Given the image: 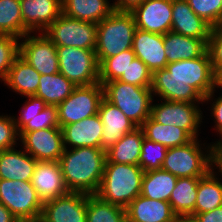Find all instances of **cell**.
<instances>
[{"mask_svg": "<svg viewBox=\"0 0 222 222\" xmlns=\"http://www.w3.org/2000/svg\"><path fill=\"white\" fill-rule=\"evenodd\" d=\"M103 98L104 91L100 82L76 86L73 92L57 105L60 128L96 115Z\"/></svg>", "mask_w": 222, "mask_h": 222, "instance_id": "cell-10", "label": "cell"}, {"mask_svg": "<svg viewBox=\"0 0 222 222\" xmlns=\"http://www.w3.org/2000/svg\"><path fill=\"white\" fill-rule=\"evenodd\" d=\"M44 33L56 46L96 49L97 24L93 22L71 18L62 13Z\"/></svg>", "mask_w": 222, "mask_h": 222, "instance_id": "cell-9", "label": "cell"}, {"mask_svg": "<svg viewBox=\"0 0 222 222\" xmlns=\"http://www.w3.org/2000/svg\"><path fill=\"white\" fill-rule=\"evenodd\" d=\"M194 13L212 28L222 25V0H186Z\"/></svg>", "mask_w": 222, "mask_h": 222, "instance_id": "cell-38", "label": "cell"}, {"mask_svg": "<svg viewBox=\"0 0 222 222\" xmlns=\"http://www.w3.org/2000/svg\"><path fill=\"white\" fill-rule=\"evenodd\" d=\"M126 214L139 222H177L178 219L169 202L152 200L142 195L126 207Z\"/></svg>", "mask_w": 222, "mask_h": 222, "instance_id": "cell-24", "label": "cell"}, {"mask_svg": "<svg viewBox=\"0 0 222 222\" xmlns=\"http://www.w3.org/2000/svg\"><path fill=\"white\" fill-rule=\"evenodd\" d=\"M20 6L23 36L44 32L62 14V0H20Z\"/></svg>", "mask_w": 222, "mask_h": 222, "instance_id": "cell-17", "label": "cell"}, {"mask_svg": "<svg viewBox=\"0 0 222 222\" xmlns=\"http://www.w3.org/2000/svg\"><path fill=\"white\" fill-rule=\"evenodd\" d=\"M167 62L173 63L200 57L208 48L202 40L169 31L163 35Z\"/></svg>", "mask_w": 222, "mask_h": 222, "instance_id": "cell-25", "label": "cell"}, {"mask_svg": "<svg viewBox=\"0 0 222 222\" xmlns=\"http://www.w3.org/2000/svg\"><path fill=\"white\" fill-rule=\"evenodd\" d=\"M0 222H19V220L8 210L2 203H0Z\"/></svg>", "mask_w": 222, "mask_h": 222, "instance_id": "cell-46", "label": "cell"}, {"mask_svg": "<svg viewBox=\"0 0 222 222\" xmlns=\"http://www.w3.org/2000/svg\"><path fill=\"white\" fill-rule=\"evenodd\" d=\"M38 35V36H37ZM36 36L27 33L20 42V56L24 58L41 75L59 72L56 45L39 32Z\"/></svg>", "mask_w": 222, "mask_h": 222, "instance_id": "cell-12", "label": "cell"}, {"mask_svg": "<svg viewBox=\"0 0 222 222\" xmlns=\"http://www.w3.org/2000/svg\"><path fill=\"white\" fill-rule=\"evenodd\" d=\"M21 39L11 35H0V79L5 81L10 67L20 56Z\"/></svg>", "mask_w": 222, "mask_h": 222, "instance_id": "cell-39", "label": "cell"}, {"mask_svg": "<svg viewBox=\"0 0 222 222\" xmlns=\"http://www.w3.org/2000/svg\"><path fill=\"white\" fill-rule=\"evenodd\" d=\"M211 106V117L213 116L214 118V127L217 131V133L219 132L220 137H222V95L215 98V100L213 101Z\"/></svg>", "mask_w": 222, "mask_h": 222, "instance_id": "cell-43", "label": "cell"}, {"mask_svg": "<svg viewBox=\"0 0 222 222\" xmlns=\"http://www.w3.org/2000/svg\"><path fill=\"white\" fill-rule=\"evenodd\" d=\"M126 208L87 194V222H122Z\"/></svg>", "mask_w": 222, "mask_h": 222, "instance_id": "cell-34", "label": "cell"}, {"mask_svg": "<svg viewBox=\"0 0 222 222\" xmlns=\"http://www.w3.org/2000/svg\"><path fill=\"white\" fill-rule=\"evenodd\" d=\"M135 57V53L131 48L120 52L116 56L106 58L99 65V82L103 84L118 80Z\"/></svg>", "mask_w": 222, "mask_h": 222, "instance_id": "cell-36", "label": "cell"}, {"mask_svg": "<svg viewBox=\"0 0 222 222\" xmlns=\"http://www.w3.org/2000/svg\"><path fill=\"white\" fill-rule=\"evenodd\" d=\"M144 137L164 145L167 149L187 144L192 138L180 127L156 122L151 116L140 126Z\"/></svg>", "mask_w": 222, "mask_h": 222, "instance_id": "cell-30", "label": "cell"}, {"mask_svg": "<svg viewBox=\"0 0 222 222\" xmlns=\"http://www.w3.org/2000/svg\"><path fill=\"white\" fill-rule=\"evenodd\" d=\"M151 105V117L161 124L175 125L183 129L192 139L198 138L202 122V111L198 104L181 101L160 100ZM164 101V102H163ZM197 104V105H196Z\"/></svg>", "mask_w": 222, "mask_h": 222, "instance_id": "cell-11", "label": "cell"}, {"mask_svg": "<svg viewBox=\"0 0 222 222\" xmlns=\"http://www.w3.org/2000/svg\"><path fill=\"white\" fill-rule=\"evenodd\" d=\"M19 134L14 118L0 115V151L16 147Z\"/></svg>", "mask_w": 222, "mask_h": 222, "instance_id": "cell-42", "label": "cell"}, {"mask_svg": "<svg viewBox=\"0 0 222 222\" xmlns=\"http://www.w3.org/2000/svg\"><path fill=\"white\" fill-rule=\"evenodd\" d=\"M76 85L60 72L40 75L39 87L35 97L42 99L47 105H58L74 90Z\"/></svg>", "mask_w": 222, "mask_h": 222, "instance_id": "cell-33", "label": "cell"}, {"mask_svg": "<svg viewBox=\"0 0 222 222\" xmlns=\"http://www.w3.org/2000/svg\"><path fill=\"white\" fill-rule=\"evenodd\" d=\"M144 170L139 165L105 163L96 195L102 200L126 208L141 193Z\"/></svg>", "mask_w": 222, "mask_h": 222, "instance_id": "cell-3", "label": "cell"}, {"mask_svg": "<svg viewBox=\"0 0 222 222\" xmlns=\"http://www.w3.org/2000/svg\"><path fill=\"white\" fill-rule=\"evenodd\" d=\"M20 141L23 145L21 148L37 161H59L65 149L60 127L27 132Z\"/></svg>", "mask_w": 222, "mask_h": 222, "instance_id": "cell-13", "label": "cell"}, {"mask_svg": "<svg viewBox=\"0 0 222 222\" xmlns=\"http://www.w3.org/2000/svg\"><path fill=\"white\" fill-rule=\"evenodd\" d=\"M152 75L153 73L148 69L147 65L135 57L118 80L135 86L151 87Z\"/></svg>", "mask_w": 222, "mask_h": 222, "instance_id": "cell-40", "label": "cell"}, {"mask_svg": "<svg viewBox=\"0 0 222 222\" xmlns=\"http://www.w3.org/2000/svg\"><path fill=\"white\" fill-rule=\"evenodd\" d=\"M208 49L198 58L169 63L152 75L151 91L161 100L189 103L213 101L220 88Z\"/></svg>", "mask_w": 222, "mask_h": 222, "instance_id": "cell-1", "label": "cell"}, {"mask_svg": "<svg viewBox=\"0 0 222 222\" xmlns=\"http://www.w3.org/2000/svg\"><path fill=\"white\" fill-rule=\"evenodd\" d=\"M215 169H218V173L220 172V176H222V166L216 165V168H212L199 179L193 216L222 206V180L216 177L218 174L214 171Z\"/></svg>", "mask_w": 222, "mask_h": 222, "instance_id": "cell-26", "label": "cell"}, {"mask_svg": "<svg viewBox=\"0 0 222 222\" xmlns=\"http://www.w3.org/2000/svg\"><path fill=\"white\" fill-rule=\"evenodd\" d=\"M177 179L176 176L163 169L144 172L140 195L152 200L169 202Z\"/></svg>", "mask_w": 222, "mask_h": 222, "instance_id": "cell-32", "label": "cell"}, {"mask_svg": "<svg viewBox=\"0 0 222 222\" xmlns=\"http://www.w3.org/2000/svg\"><path fill=\"white\" fill-rule=\"evenodd\" d=\"M102 131L103 124L98 113L81 121L64 125L62 127L64 147L101 148Z\"/></svg>", "mask_w": 222, "mask_h": 222, "instance_id": "cell-21", "label": "cell"}, {"mask_svg": "<svg viewBox=\"0 0 222 222\" xmlns=\"http://www.w3.org/2000/svg\"><path fill=\"white\" fill-rule=\"evenodd\" d=\"M59 72L76 86L99 82V63L95 50L56 46Z\"/></svg>", "mask_w": 222, "mask_h": 222, "instance_id": "cell-7", "label": "cell"}, {"mask_svg": "<svg viewBox=\"0 0 222 222\" xmlns=\"http://www.w3.org/2000/svg\"><path fill=\"white\" fill-rule=\"evenodd\" d=\"M200 178H178L169 198L174 214L180 217H193L197 199V187Z\"/></svg>", "mask_w": 222, "mask_h": 222, "instance_id": "cell-31", "label": "cell"}, {"mask_svg": "<svg viewBox=\"0 0 222 222\" xmlns=\"http://www.w3.org/2000/svg\"><path fill=\"white\" fill-rule=\"evenodd\" d=\"M122 222H139V221H136L132 219L131 217H129L127 214H125Z\"/></svg>", "mask_w": 222, "mask_h": 222, "instance_id": "cell-50", "label": "cell"}, {"mask_svg": "<svg viewBox=\"0 0 222 222\" xmlns=\"http://www.w3.org/2000/svg\"><path fill=\"white\" fill-rule=\"evenodd\" d=\"M177 222H196V220L193 217H180Z\"/></svg>", "mask_w": 222, "mask_h": 222, "instance_id": "cell-48", "label": "cell"}, {"mask_svg": "<svg viewBox=\"0 0 222 222\" xmlns=\"http://www.w3.org/2000/svg\"><path fill=\"white\" fill-rule=\"evenodd\" d=\"M98 114L103 124L101 134V149L107 151L114 146L125 134L138 127L114 104L102 99Z\"/></svg>", "mask_w": 222, "mask_h": 222, "instance_id": "cell-18", "label": "cell"}, {"mask_svg": "<svg viewBox=\"0 0 222 222\" xmlns=\"http://www.w3.org/2000/svg\"><path fill=\"white\" fill-rule=\"evenodd\" d=\"M58 162L69 192L96 194L103 177L106 151L93 147L65 148Z\"/></svg>", "mask_w": 222, "mask_h": 222, "instance_id": "cell-2", "label": "cell"}, {"mask_svg": "<svg viewBox=\"0 0 222 222\" xmlns=\"http://www.w3.org/2000/svg\"><path fill=\"white\" fill-rule=\"evenodd\" d=\"M211 30L212 27L194 13L186 0H172L171 31L202 39L208 45Z\"/></svg>", "mask_w": 222, "mask_h": 222, "instance_id": "cell-20", "label": "cell"}, {"mask_svg": "<svg viewBox=\"0 0 222 222\" xmlns=\"http://www.w3.org/2000/svg\"><path fill=\"white\" fill-rule=\"evenodd\" d=\"M144 0H116L113 2L115 10L131 11L135 6L141 4Z\"/></svg>", "mask_w": 222, "mask_h": 222, "instance_id": "cell-45", "label": "cell"}, {"mask_svg": "<svg viewBox=\"0 0 222 222\" xmlns=\"http://www.w3.org/2000/svg\"><path fill=\"white\" fill-rule=\"evenodd\" d=\"M0 35L23 37L20 0H0Z\"/></svg>", "mask_w": 222, "mask_h": 222, "instance_id": "cell-35", "label": "cell"}, {"mask_svg": "<svg viewBox=\"0 0 222 222\" xmlns=\"http://www.w3.org/2000/svg\"><path fill=\"white\" fill-rule=\"evenodd\" d=\"M20 116L14 117L19 139L27 132L60 127L57 105H47L42 99L27 96Z\"/></svg>", "mask_w": 222, "mask_h": 222, "instance_id": "cell-14", "label": "cell"}, {"mask_svg": "<svg viewBox=\"0 0 222 222\" xmlns=\"http://www.w3.org/2000/svg\"><path fill=\"white\" fill-rule=\"evenodd\" d=\"M104 98L119 108L138 127L151 115L154 102L151 87H140L119 80L102 84Z\"/></svg>", "mask_w": 222, "mask_h": 222, "instance_id": "cell-6", "label": "cell"}, {"mask_svg": "<svg viewBox=\"0 0 222 222\" xmlns=\"http://www.w3.org/2000/svg\"><path fill=\"white\" fill-rule=\"evenodd\" d=\"M137 29L166 34L172 27V0H144L131 11Z\"/></svg>", "mask_w": 222, "mask_h": 222, "instance_id": "cell-15", "label": "cell"}, {"mask_svg": "<svg viewBox=\"0 0 222 222\" xmlns=\"http://www.w3.org/2000/svg\"><path fill=\"white\" fill-rule=\"evenodd\" d=\"M193 218L196 222H222V206L212 211L195 214Z\"/></svg>", "mask_w": 222, "mask_h": 222, "instance_id": "cell-44", "label": "cell"}, {"mask_svg": "<svg viewBox=\"0 0 222 222\" xmlns=\"http://www.w3.org/2000/svg\"><path fill=\"white\" fill-rule=\"evenodd\" d=\"M215 162L216 165L222 166V138L215 141Z\"/></svg>", "mask_w": 222, "mask_h": 222, "instance_id": "cell-47", "label": "cell"}, {"mask_svg": "<svg viewBox=\"0 0 222 222\" xmlns=\"http://www.w3.org/2000/svg\"><path fill=\"white\" fill-rule=\"evenodd\" d=\"M207 49L211 55L214 72L222 82V25L212 28Z\"/></svg>", "mask_w": 222, "mask_h": 222, "instance_id": "cell-41", "label": "cell"}, {"mask_svg": "<svg viewBox=\"0 0 222 222\" xmlns=\"http://www.w3.org/2000/svg\"><path fill=\"white\" fill-rule=\"evenodd\" d=\"M198 138L185 145L168 148L161 169L170 172L177 178L205 176L215 162V144H208L205 151ZM206 152V153H205Z\"/></svg>", "mask_w": 222, "mask_h": 222, "instance_id": "cell-4", "label": "cell"}, {"mask_svg": "<svg viewBox=\"0 0 222 222\" xmlns=\"http://www.w3.org/2000/svg\"><path fill=\"white\" fill-rule=\"evenodd\" d=\"M37 160L25 150L15 148L0 151V179L31 181Z\"/></svg>", "mask_w": 222, "mask_h": 222, "instance_id": "cell-23", "label": "cell"}, {"mask_svg": "<svg viewBox=\"0 0 222 222\" xmlns=\"http://www.w3.org/2000/svg\"><path fill=\"white\" fill-rule=\"evenodd\" d=\"M23 222H47L45 221L41 216L40 217H37V218H32V219H29V220H25Z\"/></svg>", "mask_w": 222, "mask_h": 222, "instance_id": "cell-49", "label": "cell"}, {"mask_svg": "<svg viewBox=\"0 0 222 222\" xmlns=\"http://www.w3.org/2000/svg\"><path fill=\"white\" fill-rule=\"evenodd\" d=\"M132 50L152 73L165 68L168 64L162 34L136 29Z\"/></svg>", "mask_w": 222, "mask_h": 222, "instance_id": "cell-22", "label": "cell"}, {"mask_svg": "<svg viewBox=\"0 0 222 222\" xmlns=\"http://www.w3.org/2000/svg\"><path fill=\"white\" fill-rule=\"evenodd\" d=\"M31 184L43 203L69 193L58 161H38Z\"/></svg>", "mask_w": 222, "mask_h": 222, "instance_id": "cell-19", "label": "cell"}, {"mask_svg": "<svg viewBox=\"0 0 222 222\" xmlns=\"http://www.w3.org/2000/svg\"><path fill=\"white\" fill-rule=\"evenodd\" d=\"M41 217L47 222H87V194L69 192L46 201Z\"/></svg>", "mask_w": 222, "mask_h": 222, "instance_id": "cell-16", "label": "cell"}, {"mask_svg": "<svg viewBox=\"0 0 222 222\" xmlns=\"http://www.w3.org/2000/svg\"><path fill=\"white\" fill-rule=\"evenodd\" d=\"M167 148L157 142L144 138L139 157V166L144 172L161 169Z\"/></svg>", "mask_w": 222, "mask_h": 222, "instance_id": "cell-37", "label": "cell"}, {"mask_svg": "<svg viewBox=\"0 0 222 222\" xmlns=\"http://www.w3.org/2000/svg\"><path fill=\"white\" fill-rule=\"evenodd\" d=\"M108 0H62V13L78 20L98 24L114 11Z\"/></svg>", "mask_w": 222, "mask_h": 222, "instance_id": "cell-27", "label": "cell"}, {"mask_svg": "<svg viewBox=\"0 0 222 222\" xmlns=\"http://www.w3.org/2000/svg\"><path fill=\"white\" fill-rule=\"evenodd\" d=\"M144 138V132L141 127H136L133 131L128 132L106 151L105 163L139 165Z\"/></svg>", "mask_w": 222, "mask_h": 222, "instance_id": "cell-29", "label": "cell"}, {"mask_svg": "<svg viewBox=\"0 0 222 222\" xmlns=\"http://www.w3.org/2000/svg\"><path fill=\"white\" fill-rule=\"evenodd\" d=\"M0 203L10 210L19 222L40 217L44 205L31 181L4 179H0Z\"/></svg>", "mask_w": 222, "mask_h": 222, "instance_id": "cell-8", "label": "cell"}, {"mask_svg": "<svg viewBox=\"0 0 222 222\" xmlns=\"http://www.w3.org/2000/svg\"><path fill=\"white\" fill-rule=\"evenodd\" d=\"M137 27L130 11L114 10L97 24L95 53L99 65L108 57L132 48Z\"/></svg>", "mask_w": 222, "mask_h": 222, "instance_id": "cell-5", "label": "cell"}, {"mask_svg": "<svg viewBox=\"0 0 222 222\" xmlns=\"http://www.w3.org/2000/svg\"><path fill=\"white\" fill-rule=\"evenodd\" d=\"M40 75L24 58L19 56L10 67L4 84L23 97L34 96L39 87Z\"/></svg>", "mask_w": 222, "mask_h": 222, "instance_id": "cell-28", "label": "cell"}]
</instances>
